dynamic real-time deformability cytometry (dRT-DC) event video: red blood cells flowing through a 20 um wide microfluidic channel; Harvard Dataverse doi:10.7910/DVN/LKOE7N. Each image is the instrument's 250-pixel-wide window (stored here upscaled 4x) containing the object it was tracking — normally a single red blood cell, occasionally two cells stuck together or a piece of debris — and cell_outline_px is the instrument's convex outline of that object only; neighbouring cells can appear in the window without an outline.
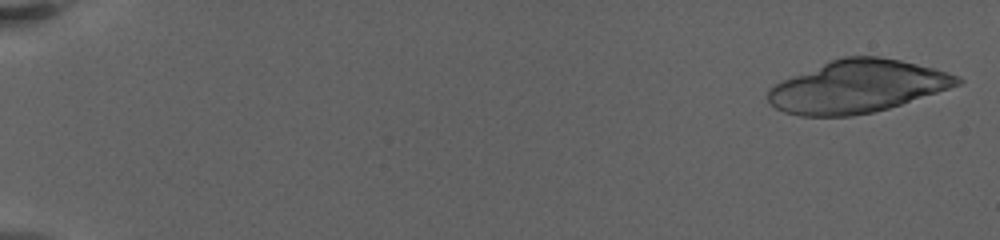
{"species": "human", "species_latin": "Homo sapiens", "temperature_condition": "warm", "stored_images_in_passage": 10, "camera_frame_rate_fps": 3000, "um_per_image_px": 0.085, "donor": {"sex": "female"}, "frame": {"image": 1, "passage_image": 1, "time_ms": 0.0, "image_size_px": [1000, 240], "cell_outline_px": [[964, 80], [960, 84], [888, 108], [872, 112], [852, 116], [800, 116], [784, 112], [776, 108], [768, 100], [768, 88], [792, 76], [832, 60], [844, 56], [880, 56], [900, 60], [948, 72], [960, 76]], "centroid_in_image_um": [72.88, 7.36], "position_along_channel_um": 12.1, "area_um2": 57.22}}